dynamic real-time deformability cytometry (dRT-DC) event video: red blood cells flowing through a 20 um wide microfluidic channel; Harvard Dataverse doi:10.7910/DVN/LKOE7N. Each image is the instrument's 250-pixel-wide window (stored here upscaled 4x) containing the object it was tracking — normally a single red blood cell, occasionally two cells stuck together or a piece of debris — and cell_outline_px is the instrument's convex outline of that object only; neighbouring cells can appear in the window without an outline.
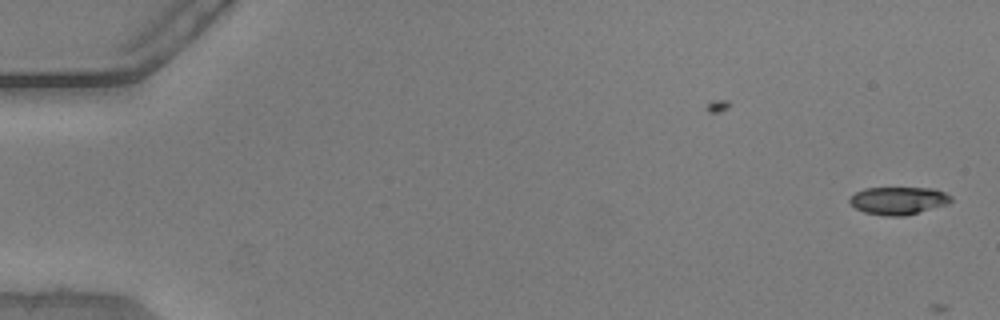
{"species": "common noctule bat (a hibernating species)", "species_latin": "Nyctalus noctula", "temperature_condition": "warm", "stored_images_in_passage": 4, "camera_frame_rate_fps": 3000, "um_per_image_px": 0.085, "animal": {"sex": "male", "body_mass_g": 20.5, "forearm_length_mm": 52.5}, "frame": {"image": 1, "passage_image": 1, "time_ms": 0.0, "image_size_px": [1000, 320], "cell_outline_px": [[952, 200], [948, 204], [904, 216], [884, 216], [864, 212], [856, 208], [848, 200], [856, 192], [864, 188], [936, 188], [952, 196]], "centroid_in_image_um": [76.39, 17.05], "position_along_channel_um": 8.6, "area_um2": 16.36}}